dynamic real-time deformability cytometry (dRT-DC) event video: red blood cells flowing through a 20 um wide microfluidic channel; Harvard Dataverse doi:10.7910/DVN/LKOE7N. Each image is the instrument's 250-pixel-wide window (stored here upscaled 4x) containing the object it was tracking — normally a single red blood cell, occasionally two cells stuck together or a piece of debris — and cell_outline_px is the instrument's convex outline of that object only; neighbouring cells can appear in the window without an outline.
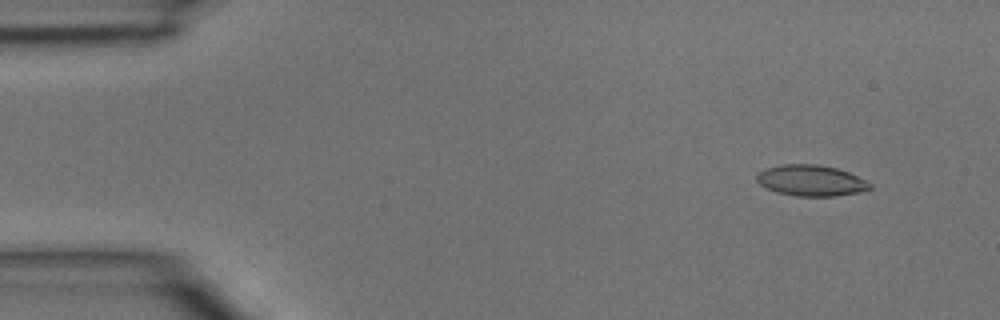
{"species": "common noctule bat (a hibernating species)", "species_latin": "Nyctalus noctula", "temperature_condition": "room temperature", "stored_images_in_passage": 3, "camera_frame_rate_fps": 3000, "um_per_image_px": 0.085, "animal": {"sex": "male", "body_mass_g": 15.6}, "frame": {"image": 1, "passage_image": 1, "time_ms": 0.0, "image_size_px": [1000, 320], "cell_outline_px": [[872, 188], [860, 192], [836, 196], [796, 196], [776, 192], [760, 184], [756, 180], [756, 176], [764, 168], [784, 164], [816, 164], [836, 168], [848, 172], [872, 184]], "centroid_in_image_um": [68.93, 15.35], "position_along_channel_um": 16.1, "area_um2": 20.35}}